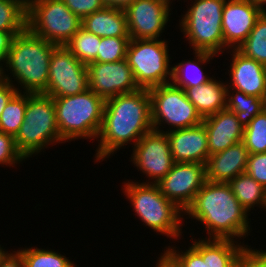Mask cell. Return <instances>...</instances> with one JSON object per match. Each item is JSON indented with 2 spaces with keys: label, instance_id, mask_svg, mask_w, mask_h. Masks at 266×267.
Here are the masks:
<instances>
[{
  "label": "cell",
  "instance_id": "obj_1",
  "mask_svg": "<svg viewBox=\"0 0 266 267\" xmlns=\"http://www.w3.org/2000/svg\"><path fill=\"white\" fill-rule=\"evenodd\" d=\"M152 129L151 101L147 89L106 99L102 127L96 140L98 145H95L94 163L115 157L114 154L124 146V149L129 147L128 144L132 148Z\"/></svg>",
  "mask_w": 266,
  "mask_h": 267
},
{
  "label": "cell",
  "instance_id": "obj_2",
  "mask_svg": "<svg viewBox=\"0 0 266 267\" xmlns=\"http://www.w3.org/2000/svg\"><path fill=\"white\" fill-rule=\"evenodd\" d=\"M249 216L228 183L208 180L184 212V219L204 225L201 233H207L206 239H230L246 246L243 240L252 232Z\"/></svg>",
  "mask_w": 266,
  "mask_h": 267
},
{
  "label": "cell",
  "instance_id": "obj_3",
  "mask_svg": "<svg viewBox=\"0 0 266 267\" xmlns=\"http://www.w3.org/2000/svg\"><path fill=\"white\" fill-rule=\"evenodd\" d=\"M56 46L27 28L15 35L4 62L5 81L11 83L17 92L44 93L48 85L50 58Z\"/></svg>",
  "mask_w": 266,
  "mask_h": 267
},
{
  "label": "cell",
  "instance_id": "obj_4",
  "mask_svg": "<svg viewBox=\"0 0 266 267\" xmlns=\"http://www.w3.org/2000/svg\"><path fill=\"white\" fill-rule=\"evenodd\" d=\"M122 184V193L130 202L134 215L143 222V226L172 239L174 243L185 239L183 222H186L187 226V220L184 219V211L168 200L157 184L140 183L131 179H126Z\"/></svg>",
  "mask_w": 266,
  "mask_h": 267
},
{
  "label": "cell",
  "instance_id": "obj_5",
  "mask_svg": "<svg viewBox=\"0 0 266 267\" xmlns=\"http://www.w3.org/2000/svg\"><path fill=\"white\" fill-rule=\"evenodd\" d=\"M14 139L18 151L26 160L45 153L46 148L64 143L59 134L52 96L28 93L24 122Z\"/></svg>",
  "mask_w": 266,
  "mask_h": 267
},
{
  "label": "cell",
  "instance_id": "obj_6",
  "mask_svg": "<svg viewBox=\"0 0 266 267\" xmlns=\"http://www.w3.org/2000/svg\"><path fill=\"white\" fill-rule=\"evenodd\" d=\"M60 137L64 144L79 139L97 140L103 122L105 100L87 89L66 97H53Z\"/></svg>",
  "mask_w": 266,
  "mask_h": 267
},
{
  "label": "cell",
  "instance_id": "obj_7",
  "mask_svg": "<svg viewBox=\"0 0 266 267\" xmlns=\"http://www.w3.org/2000/svg\"><path fill=\"white\" fill-rule=\"evenodd\" d=\"M184 3L187 1L183 0ZM181 13L179 31L186 38L193 51H207L217 55L224 54L222 31V9L226 0H190ZM223 53V54H222Z\"/></svg>",
  "mask_w": 266,
  "mask_h": 267
},
{
  "label": "cell",
  "instance_id": "obj_8",
  "mask_svg": "<svg viewBox=\"0 0 266 267\" xmlns=\"http://www.w3.org/2000/svg\"><path fill=\"white\" fill-rule=\"evenodd\" d=\"M167 39H130L126 59L139 89L171 83L172 57ZM171 63V64H170Z\"/></svg>",
  "mask_w": 266,
  "mask_h": 267
},
{
  "label": "cell",
  "instance_id": "obj_9",
  "mask_svg": "<svg viewBox=\"0 0 266 267\" xmlns=\"http://www.w3.org/2000/svg\"><path fill=\"white\" fill-rule=\"evenodd\" d=\"M26 28L57 46L65 45L81 28L82 20L63 0H25Z\"/></svg>",
  "mask_w": 266,
  "mask_h": 267
},
{
  "label": "cell",
  "instance_id": "obj_10",
  "mask_svg": "<svg viewBox=\"0 0 266 267\" xmlns=\"http://www.w3.org/2000/svg\"><path fill=\"white\" fill-rule=\"evenodd\" d=\"M148 92L154 130L169 132L175 129L193 127L203 122V118L188 100L185 90L182 88L168 83L153 87Z\"/></svg>",
  "mask_w": 266,
  "mask_h": 267
},
{
  "label": "cell",
  "instance_id": "obj_11",
  "mask_svg": "<svg viewBox=\"0 0 266 267\" xmlns=\"http://www.w3.org/2000/svg\"><path fill=\"white\" fill-rule=\"evenodd\" d=\"M129 157L134 168L145 176L140 183L156 184L171 170L175 161L166 132L152 129L132 147Z\"/></svg>",
  "mask_w": 266,
  "mask_h": 267
},
{
  "label": "cell",
  "instance_id": "obj_12",
  "mask_svg": "<svg viewBox=\"0 0 266 267\" xmlns=\"http://www.w3.org/2000/svg\"><path fill=\"white\" fill-rule=\"evenodd\" d=\"M89 89L87 65L80 62L64 45L56 46L49 62L47 89L52 97L74 96Z\"/></svg>",
  "mask_w": 266,
  "mask_h": 267
},
{
  "label": "cell",
  "instance_id": "obj_13",
  "mask_svg": "<svg viewBox=\"0 0 266 267\" xmlns=\"http://www.w3.org/2000/svg\"><path fill=\"white\" fill-rule=\"evenodd\" d=\"M173 5L167 0H131L124 8L130 39H163Z\"/></svg>",
  "mask_w": 266,
  "mask_h": 267
},
{
  "label": "cell",
  "instance_id": "obj_14",
  "mask_svg": "<svg viewBox=\"0 0 266 267\" xmlns=\"http://www.w3.org/2000/svg\"><path fill=\"white\" fill-rule=\"evenodd\" d=\"M206 181L204 164L175 162L165 177L156 184L168 200L185 212Z\"/></svg>",
  "mask_w": 266,
  "mask_h": 267
},
{
  "label": "cell",
  "instance_id": "obj_15",
  "mask_svg": "<svg viewBox=\"0 0 266 267\" xmlns=\"http://www.w3.org/2000/svg\"><path fill=\"white\" fill-rule=\"evenodd\" d=\"M89 89L104 100L139 89L127 59L113 62H91L87 65Z\"/></svg>",
  "mask_w": 266,
  "mask_h": 267
},
{
  "label": "cell",
  "instance_id": "obj_16",
  "mask_svg": "<svg viewBox=\"0 0 266 267\" xmlns=\"http://www.w3.org/2000/svg\"><path fill=\"white\" fill-rule=\"evenodd\" d=\"M261 14L259 6L247 0H226L222 9L224 53L246 40Z\"/></svg>",
  "mask_w": 266,
  "mask_h": 267
},
{
  "label": "cell",
  "instance_id": "obj_17",
  "mask_svg": "<svg viewBox=\"0 0 266 267\" xmlns=\"http://www.w3.org/2000/svg\"><path fill=\"white\" fill-rule=\"evenodd\" d=\"M225 53L228 56V72L226 80L227 88L242 91L246 95H254L263 98L266 91V66L252 58L246 57L237 49H229Z\"/></svg>",
  "mask_w": 266,
  "mask_h": 267
},
{
  "label": "cell",
  "instance_id": "obj_18",
  "mask_svg": "<svg viewBox=\"0 0 266 267\" xmlns=\"http://www.w3.org/2000/svg\"><path fill=\"white\" fill-rule=\"evenodd\" d=\"M175 162L206 165L209 157L207 133L204 124L166 132Z\"/></svg>",
  "mask_w": 266,
  "mask_h": 267
},
{
  "label": "cell",
  "instance_id": "obj_19",
  "mask_svg": "<svg viewBox=\"0 0 266 267\" xmlns=\"http://www.w3.org/2000/svg\"><path fill=\"white\" fill-rule=\"evenodd\" d=\"M207 133L209 155L222 152L243 141L244 128L234 112L223 109L203 118Z\"/></svg>",
  "mask_w": 266,
  "mask_h": 267
},
{
  "label": "cell",
  "instance_id": "obj_20",
  "mask_svg": "<svg viewBox=\"0 0 266 267\" xmlns=\"http://www.w3.org/2000/svg\"><path fill=\"white\" fill-rule=\"evenodd\" d=\"M248 156V149L243 142L209 155L205 165L206 179L210 182L228 183L239 174L246 172Z\"/></svg>",
  "mask_w": 266,
  "mask_h": 267
},
{
  "label": "cell",
  "instance_id": "obj_21",
  "mask_svg": "<svg viewBox=\"0 0 266 267\" xmlns=\"http://www.w3.org/2000/svg\"><path fill=\"white\" fill-rule=\"evenodd\" d=\"M189 234L192 243L188 245L202 256L205 267H236L240 253L246 246L245 243L230 239L196 238L192 232Z\"/></svg>",
  "mask_w": 266,
  "mask_h": 267
},
{
  "label": "cell",
  "instance_id": "obj_22",
  "mask_svg": "<svg viewBox=\"0 0 266 267\" xmlns=\"http://www.w3.org/2000/svg\"><path fill=\"white\" fill-rule=\"evenodd\" d=\"M191 55L194 58L179 60L176 64H172V80L171 83L185 90L186 88L198 87L207 83L214 76L206 73L205 65L211 64L217 54L207 51H193Z\"/></svg>",
  "mask_w": 266,
  "mask_h": 267
},
{
  "label": "cell",
  "instance_id": "obj_23",
  "mask_svg": "<svg viewBox=\"0 0 266 267\" xmlns=\"http://www.w3.org/2000/svg\"><path fill=\"white\" fill-rule=\"evenodd\" d=\"M81 27L101 38L129 37L124 8L108 6L82 19Z\"/></svg>",
  "mask_w": 266,
  "mask_h": 267
},
{
  "label": "cell",
  "instance_id": "obj_24",
  "mask_svg": "<svg viewBox=\"0 0 266 267\" xmlns=\"http://www.w3.org/2000/svg\"><path fill=\"white\" fill-rule=\"evenodd\" d=\"M218 78L214 76L207 83L185 89L188 100L202 118L226 109L227 83L224 79L218 80Z\"/></svg>",
  "mask_w": 266,
  "mask_h": 267
},
{
  "label": "cell",
  "instance_id": "obj_25",
  "mask_svg": "<svg viewBox=\"0 0 266 267\" xmlns=\"http://www.w3.org/2000/svg\"><path fill=\"white\" fill-rule=\"evenodd\" d=\"M238 202L250 212L255 207L266 209V188L246 172L239 174L228 182ZM266 212V210L264 211Z\"/></svg>",
  "mask_w": 266,
  "mask_h": 267
},
{
  "label": "cell",
  "instance_id": "obj_26",
  "mask_svg": "<svg viewBox=\"0 0 266 267\" xmlns=\"http://www.w3.org/2000/svg\"><path fill=\"white\" fill-rule=\"evenodd\" d=\"M226 109L234 112L240 124L245 128L256 115L263 111V98L227 88Z\"/></svg>",
  "mask_w": 266,
  "mask_h": 267
},
{
  "label": "cell",
  "instance_id": "obj_27",
  "mask_svg": "<svg viewBox=\"0 0 266 267\" xmlns=\"http://www.w3.org/2000/svg\"><path fill=\"white\" fill-rule=\"evenodd\" d=\"M31 247V248H30ZM24 260L25 267H79L76 262L63 255L58 250L49 247L38 248L29 246L17 249Z\"/></svg>",
  "mask_w": 266,
  "mask_h": 267
},
{
  "label": "cell",
  "instance_id": "obj_28",
  "mask_svg": "<svg viewBox=\"0 0 266 267\" xmlns=\"http://www.w3.org/2000/svg\"><path fill=\"white\" fill-rule=\"evenodd\" d=\"M101 37L80 28L64 45L80 62L88 65L97 58Z\"/></svg>",
  "mask_w": 266,
  "mask_h": 267
},
{
  "label": "cell",
  "instance_id": "obj_29",
  "mask_svg": "<svg viewBox=\"0 0 266 267\" xmlns=\"http://www.w3.org/2000/svg\"><path fill=\"white\" fill-rule=\"evenodd\" d=\"M27 2L0 0V31L23 32L26 29Z\"/></svg>",
  "mask_w": 266,
  "mask_h": 267
},
{
  "label": "cell",
  "instance_id": "obj_30",
  "mask_svg": "<svg viewBox=\"0 0 266 267\" xmlns=\"http://www.w3.org/2000/svg\"><path fill=\"white\" fill-rule=\"evenodd\" d=\"M237 50L266 66V13L257 19L254 28Z\"/></svg>",
  "mask_w": 266,
  "mask_h": 267
},
{
  "label": "cell",
  "instance_id": "obj_31",
  "mask_svg": "<svg viewBox=\"0 0 266 267\" xmlns=\"http://www.w3.org/2000/svg\"><path fill=\"white\" fill-rule=\"evenodd\" d=\"M28 93L17 92L7 103L0 117V131L13 137L24 122Z\"/></svg>",
  "mask_w": 266,
  "mask_h": 267
},
{
  "label": "cell",
  "instance_id": "obj_32",
  "mask_svg": "<svg viewBox=\"0 0 266 267\" xmlns=\"http://www.w3.org/2000/svg\"><path fill=\"white\" fill-rule=\"evenodd\" d=\"M249 154L266 153V113L262 111L244 128L243 141Z\"/></svg>",
  "mask_w": 266,
  "mask_h": 267
},
{
  "label": "cell",
  "instance_id": "obj_33",
  "mask_svg": "<svg viewBox=\"0 0 266 267\" xmlns=\"http://www.w3.org/2000/svg\"><path fill=\"white\" fill-rule=\"evenodd\" d=\"M130 37H103L93 62L113 63L126 59Z\"/></svg>",
  "mask_w": 266,
  "mask_h": 267
},
{
  "label": "cell",
  "instance_id": "obj_34",
  "mask_svg": "<svg viewBox=\"0 0 266 267\" xmlns=\"http://www.w3.org/2000/svg\"><path fill=\"white\" fill-rule=\"evenodd\" d=\"M187 248L185 246L184 250H182L183 248H180V250L179 246L170 244L164 247L163 250L178 267H205V261L202 256L191 245Z\"/></svg>",
  "mask_w": 266,
  "mask_h": 267
},
{
  "label": "cell",
  "instance_id": "obj_35",
  "mask_svg": "<svg viewBox=\"0 0 266 267\" xmlns=\"http://www.w3.org/2000/svg\"><path fill=\"white\" fill-rule=\"evenodd\" d=\"M26 159L18 151L12 135L0 131V166L13 168L23 164Z\"/></svg>",
  "mask_w": 266,
  "mask_h": 267
},
{
  "label": "cell",
  "instance_id": "obj_36",
  "mask_svg": "<svg viewBox=\"0 0 266 267\" xmlns=\"http://www.w3.org/2000/svg\"><path fill=\"white\" fill-rule=\"evenodd\" d=\"M65 5L71 10L72 13L77 15L81 20L99 11L106 6L104 0H63Z\"/></svg>",
  "mask_w": 266,
  "mask_h": 267
},
{
  "label": "cell",
  "instance_id": "obj_37",
  "mask_svg": "<svg viewBox=\"0 0 266 267\" xmlns=\"http://www.w3.org/2000/svg\"><path fill=\"white\" fill-rule=\"evenodd\" d=\"M245 246L240 253L237 266L238 267H266V250Z\"/></svg>",
  "mask_w": 266,
  "mask_h": 267
},
{
  "label": "cell",
  "instance_id": "obj_38",
  "mask_svg": "<svg viewBox=\"0 0 266 267\" xmlns=\"http://www.w3.org/2000/svg\"><path fill=\"white\" fill-rule=\"evenodd\" d=\"M246 173L266 188V153L249 154Z\"/></svg>",
  "mask_w": 266,
  "mask_h": 267
},
{
  "label": "cell",
  "instance_id": "obj_39",
  "mask_svg": "<svg viewBox=\"0 0 266 267\" xmlns=\"http://www.w3.org/2000/svg\"><path fill=\"white\" fill-rule=\"evenodd\" d=\"M22 32H2L0 31V62H5L12 40L15 35Z\"/></svg>",
  "mask_w": 266,
  "mask_h": 267
},
{
  "label": "cell",
  "instance_id": "obj_40",
  "mask_svg": "<svg viewBox=\"0 0 266 267\" xmlns=\"http://www.w3.org/2000/svg\"><path fill=\"white\" fill-rule=\"evenodd\" d=\"M17 93V89L9 82L0 85V117L10 99Z\"/></svg>",
  "mask_w": 266,
  "mask_h": 267
},
{
  "label": "cell",
  "instance_id": "obj_41",
  "mask_svg": "<svg viewBox=\"0 0 266 267\" xmlns=\"http://www.w3.org/2000/svg\"><path fill=\"white\" fill-rule=\"evenodd\" d=\"M0 267H25L21 253L11 249L0 263Z\"/></svg>",
  "mask_w": 266,
  "mask_h": 267
},
{
  "label": "cell",
  "instance_id": "obj_42",
  "mask_svg": "<svg viewBox=\"0 0 266 267\" xmlns=\"http://www.w3.org/2000/svg\"><path fill=\"white\" fill-rule=\"evenodd\" d=\"M155 262L154 267H178L175 262L165 253L161 252Z\"/></svg>",
  "mask_w": 266,
  "mask_h": 267
},
{
  "label": "cell",
  "instance_id": "obj_43",
  "mask_svg": "<svg viewBox=\"0 0 266 267\" xmlns=\"http://www.w3.org/2000/svg\"><path fill=\"white\" fill-rule=\"evenodd\" d=\"M106 5L125 8L131 0H104Z\"/></svg>",
  "mask_w": 266,
  "mask_h": 267
},
{
  "label": "cell",
  "instance_id": "obj_44",
  "mask_svg": "<svg viewBox=\"0 0 266 267\" xmlns=\"http://www.w3.org/2000/svg\"><path fill=\"white\" fill-rule=\"evenodd\" d=\"M259 6L262 13H266V0H247Z\"/></svg>",
  "mask_w": 266,
  "mask_h": 267
},
{
  "label": "cell",
  "instance_id": "obj_45",
  "mask_svg": "<svg viewBox=\"0 0 266 267\" xmlns=\"http://www.w3.org/2000/svg\"><path fill=\"white\" fill-rule=\"evenodd\" d=\"M5 81L4 76V62H0V85H2Z\"/></svg>",
  "mask_w": 266,
  "mask_h": 267
},
{
  "label": "cell",
  "instance_id": "obj_46",
  "mask_svg": "<svg viewBox=\"0 0 266 267\" xmlns=\"http://www.w3.org/2000/svg\"><path fill=\"white\" fill-rule=\"evenodd\" d=\"M9 249L7 251V249L4 248V246L1 247L0 245V263L2 262V260L4 259V257L9 253Z\"/></svg>",
  "mask_w": 266,
  "mask_h": 267
},
{
  "label": "cell",
  "instance_id": "obj_47",
  "mask_svg": "<svg viewBox=\"0 0 266 267\" xmlns=\"http://www.w3.org/2000/svg\"><path fill=\"white\" fill-rule=\"evenodd\" d=\"M263 111L266 113V91L263 96Z\"/></svg>",
  "mask_w": 266,
  "mask_h": 267
},
{
  "label": "cell",
  "instance_id": "obj_48",
  "mask_svg": "<svg viewBox=\"0 0 266 267\" xmlns=\"http://www.w3.org/2000/svg\"><path fill=\"white\" fill-rule=\"evenodd\" d=\"M167 1H169V2H171V3L173 4V1H175V0H172V1H171V0H167ZM178 1H179V0H178ZM180 1H181V0H180Z\"/></svg>",
  "mask_w": 266,
  "mask_h": 267
}]
</instances>
